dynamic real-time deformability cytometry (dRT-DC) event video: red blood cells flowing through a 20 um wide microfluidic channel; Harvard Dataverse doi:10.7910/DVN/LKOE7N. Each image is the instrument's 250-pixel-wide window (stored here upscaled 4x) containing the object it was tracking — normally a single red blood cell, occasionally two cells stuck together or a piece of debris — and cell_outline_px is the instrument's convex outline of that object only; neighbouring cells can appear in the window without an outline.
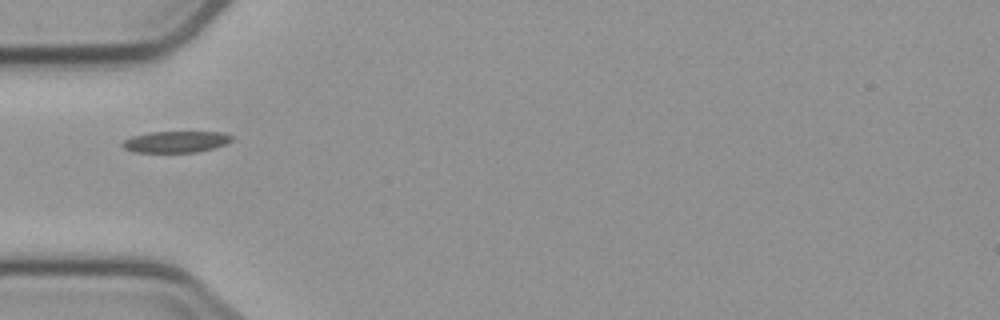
{"species": "common noctule bat (a hibernating species)", "species_latin": "Nyctalus noctula", "temperature_condition": "cold", "stored_images_in_passage": 3, "camera_frame_rate_fps": 3000, "um_per_image_px": 0.085, "animal": {"sex": "male", "body_mass_g": 23.1, "forearm_length_mm": 52.7}, "frame": {"image": 1, "passage_image": 1, "time_ms": 0.0, "image_size_px": [1000, 320], "cell_outline_px": [[232, 140], [224, 144], [212, 148], [196, 152], [132, 152], [124, 148], [120, 144], [124, 140], [132, 136], [148, 132], [224, 132], [232, 136]], "centroid_in_image_um": [14.9, 12.05], "position_along_channel_um": 70.1, "area_um2": 13.58}}
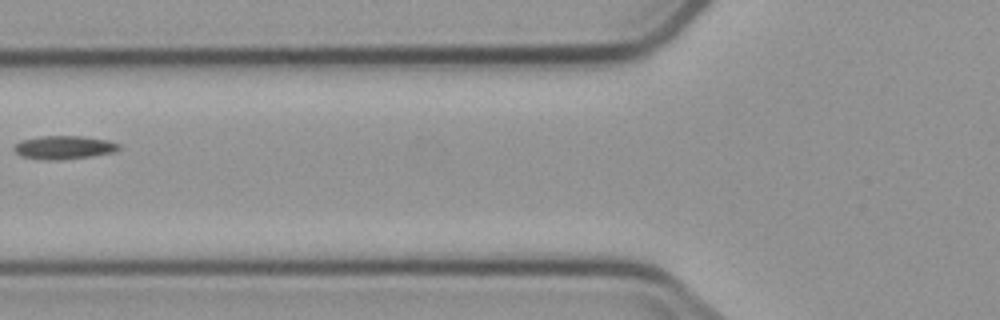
{"frame": {"image": 2, "passage_image": 2, "time_ms": 1.333, "image_size_px": [1000, 320], "cell_outline_px": [[120, 148], [116, 152], [92, 156], [60, 160], [48, 160], [20, 156], [12, 148], [20, 140], [40, 136], [84, 136], [108, 140], [120, 144]], "centroid_in_image_um": [5.45, 12.53], "position_along_channel_um": 120.3, "area_um2": 14.45}}
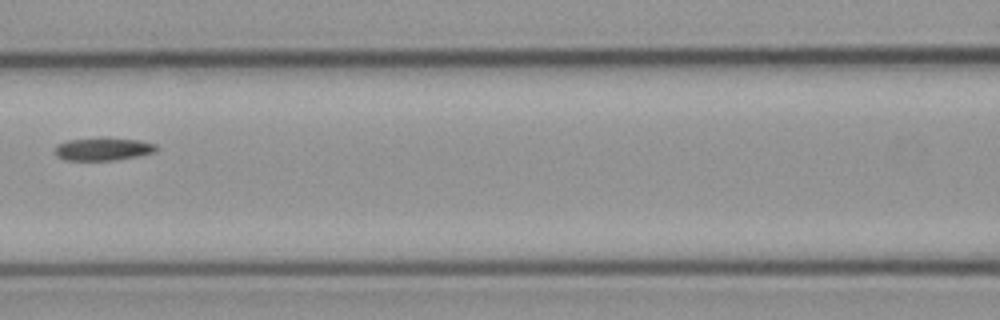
{"frame": {"image": 3, "passage_image": 3, "time_ms": 2.333, "image_size_px": [1000, 320], "cell_outline_px": [[160, 148], [156, 152], [140, 156], [116, 160], [64, 160], [56, 156], [52, 152], [56, 144], [68, 140], [100, 136], [140, 140], [156, 144]], "centroid_in_image_um": [8.76, 12.65], "position_along_channel_um": 157.8, "area_um2": 14.22}}